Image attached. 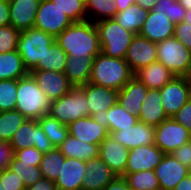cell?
<instances>
[{"label":"cell","instance_id":"6da1fadb","mask_svg":"<svg viewBox=\"0 0 191 190\" xmlns=\"http://www.w3.org/2000/svg\"><path fill=\"white\" fill-rule=\"evenodd\" d=\"M68 58L96 57L101 53L98 32L90 20L73 22L56 37Z\"/></svg>","mask_w":191,"mask_h":190},{"label":"cell","instance_id":"7a4b0ae2","mask_svg":"<svg viewBox=\"0 0 191 190\" xmlns=\"http://www.w3.org/2000/svg\"><path fill=\"white\" fill-rule=\"evenodd\" d=\"M133 76L125 59L107 57L100 53L93 60L89 83L119 91Z\"/></svg>","mask_w":191,"mask_h":190},{"label":"cell","instance_id":"3957f363","mask_svg":"<svg viewBox=\"0 0 191 190\" xmlns=\"http://www.w3.org/2000/svg\"><path fill=\"white\" fill-rule=\"evenodd\" d=\"M55 42V36L35 27L20 32L16 51L20 54L28 72L38 70L43 65L46 51Z\"/></svg>","mask_w":191,"mask_h":190},{"label":"cell","instance_id":"277c9868","mask_svg":"<svg viewBox=\"0 0 191 190\" xmlns=\"http://www.w3.org/2000/svg\"><path fill=\"white\" fill-rule=\"evenodd\" d=\"M16 110L27 119L38 120L50 110V99L29 73L17 80Z\"/></svg>","mask_w":191,"mask_h":190},{"label":"cell","instance_id":"5b68a950","mask_svg":"<svg viewBox=\"0 0 191 190\" xmlns=\"http://www.w3.org/2000/svg\"><path fill=\"white\" fill-rule=\"evenodd\" d=\"M99 37L101 53L107 57L124 59L134 33L125 30L113 18L94 23Z\"/></svg>","mask_w":191,"mask_h":190},{"label":"cell","instance_id":"8992f818","mask_svg":"<svg viewBox=\"0 0 191 190\" xmlns=\"http://www.w3.org/2000/svg\"><path fill=\"white\" fill-rule=\"evenodd\" d=\"M48 114L67 126L79 118L89 117L85 92L80 87H73L68 94L51 101Z\"/></svg>","mask_w":191,"mask_h":190},{"label":"cell","instance_id":"52a82bcc","mask_svg":"<svg viewBox=\"0 0 191 190\" xmlns=\"http://www.w3.org/2000/svg\"><path fill=\"white\" fill-rule=\"evenodd\" d=\"M157 61L174 76L189 77L191 74V51L174 37L157 43Z\"/></svg>","mask_w":191,"mask_h":190},{"label":"cell","instance_id":"ba28073f","mask_svg":"<svg viewBox=\"0 0 191 190\" xmlns=\"http://www.w3.org/2000/svg\"><path fill=\"white\" fill-rule=\"evenodd\" d=\"M14 149L22 150L29 147H35L43 154L54 148L46 134L38 124L37 120L26 119V121L13 134L10 142Z\"/></svg>","mask_w":191,"mask_h":190},{"label":"cell","instance_id":"9c48e42d","mask_svg":"<svg viewBox=\"0 0 191 190\" xmlns=\"http://www.w3.org/2000/svg\"><path fill=\"white\" fill-rule=\"evenodd\" d=\"M162 106L169 118L191 98V82L189 77L174 76L159 89Z\"/></svg>","mask_w":191,"mask_h":190},{"label":"cell","instance_id":"30bf717a","mask_svg":"<svg viewBox=\"0 0 191 190\" xmlns=\"http://www.w3.org/2000/svg\"><path fill=\"white\" fill-rule=\"evenodd\" d=\"M190 140L191 133L174 118H168L155 126V145L165 154L173 153Z\"/></svg>","mask_w":191,"mask_h":190},{"label":"cell","instance_id":"8fae6325","mask_svg":"<svg viewBox=\"0 0 191 190\" xmlns=\"http://www.w3.org/2000/svg\"><path fill=\"white\" fill-rule=\"evenodd\" d=\"M73 22L51 0H41L34 27L57 37Z\"/></svg>","mask_w":191,"mask_h":190},{"label":"cell","instance_id":"7c38bea8","mask_svg":"<svg viewBox=\"0 0 191 190\" xmlns=\"http://www.w3.org/2000/svg\"><path fill=\"white\" fill-rule=\"evenodd\" d=\"M124 59L135 73L157 61V43L137 34L132 38Z\"/></svg>","mask_w":191,"mask_h":190},{"label":"cell","instance_id":"4fadbf2b","mask_svg":"<svg viewBox=\"0 0 191 190\" xmlns=\"http://www.w3.org/2000/svg\"><path fill=\"white\" fill-rule=\"evenodd\" d=\"M29 73L50 101L68 94L73 88L64 72L31 70Z\"/></svg>","mask_w":191,"mask_h":190},{"label":"cell","instance_id":"5bb4252c","mask_svg":"<svg viewBox=\"0 0 191 190\" xmlns=\"http://www.w3.org/2000/svg\"><path fill=\"white\" fill-rule=\"evenodd\" d=\"M165 153L155 144L139 146L130 150L124 177L128 173H135L142 170H154L163 159Z\"/></svg>","mask_w":191,"mask_h":190},{"label":"cell","instance_id":"9a60e30c","mask_svg":"<svg viewBox=\"0 0 191 190\" xmlns=\"http://www.w3.org/2000/svg\"><path fill=\"white\" fill-rule=\"evenodd\" d=\"M112 138L132 150L139 146L155 144V127L138 121L134 126L109 132Z\"/></svg>","mask_w":191,"mask_h":190},{"label":"cell","instance_id":"2e32d148","mask_svg":"<svg viewBox=\"0 0 191 190\" xmlns=\"http://www.w3.org/2000/svg\"><path fill=\"white\" fill-rule=\"evenodd\" d=\"M154 171L162 190H173L191 172L190 169L179 163L172 154H165Z\"/></svg>","mask_w":191,"mask_h":190},{"label":"cell","instance_id":"e0dca14e","mask_svg":"<svg viewBox=\"0 0 191 190\" xmlns=\"http://www.w3.org/2000/svg\"><path fill=\"white\" fill-rule=\"evenodd\" d=\"M129 153L130 150L112 138L110 134L99 144V157L117 176L125 173Z\"/></svg>","mask_w":191,"mask_h":190},{"label":"cell","instance_id":"ac0fdd59","mask_svg":"<svg viewBox=\"0 0 191 190\" xmlns=\"http://www.w3.org/2000/svg\"><path fill=\"white\" fill-rule=\"evenodd\" d=\"M175 24L162 12H148L139 35L152 42H162L173 37Z\"/></svg>","mask_w":191,"mask_h":190},{"label":"cell","instance_id":"d6986e66","mask_svg":"<svg viewBox=\"0 0 191 190\" xmlns=\"http://www.w3.org/2000/svg\"><path fill=\"white\" fill-rule=\"evenodd\" d=\"M85 166L82 190H102L117 177L99 156L85 161Z\"/></svg>","mask_w":191,"mask_h":190},{"label":"cell","instance_id":"ffe728a7","mask_svg":"<svg viewBox=\"0 0 191 190\" xmlns=\"http://www.w3.org/2000/svg\"><path fill=\"white\" fill-rule=\"evenodd\" d=\"M91 118L106 127L109 132L126 129L134 126L139 121L138 116L125 110L119 103L107 111L103 110L91 115Z\"/></svg>","mask_w":191,"mask_h":190},{"label":"cell","instance_id":"44dd1931","mask_svg":"<svg viewBox=\"0 0 191 190\" xmlns=\"http://www.w3.org/2000/svg\"><path fill=\"white\" fill-rule=\"evenodd\" d=\"M86 95L89 107V116L107 111L118 103V90L88 83L80 87Z\"/></svg>","mask_w":191,"mask_h":190},{"label":"cell","instance_id":"7402d4cb","mask_svg":"<svg viewBox=\"0 0 191 190\" xmlns=\"http://www.w3.org/2000/svg\"><path fill=\"white\" fill-rule=\"evenodd\" d=\"M41 0H9L10 25L23 32L34 27Z\"/></svg>","mask_w":191,"mask_h":190},{"label":"cell","instance_id":"603a6c76","mask_svg":"<svg viewBox=\"0 0 191 190\" xmlns=\"http://www.w3.org/2000/svg\"><path fill=\"white\" fill-rule=\"evenodd\" d=\"M69 135L83 142L99 145L108 135L106 127L93 120L91 116L79 118L68 125Z\"/></svg>","mask_w":191,"mask_h":190},{"label":"cell","instance_id":"cb8c5ba5","mask_svg":"<svg viewBox=\"0 0 191 190\" xmlns=\"http://www.w3.org/2000/svg\"><path fill=\"white\" fill-rule=\"evenodd\" d=\"M85 173V161L65 158L60 175L54 181L57 190H82V179Z\"/></svg>","mask_w":191,"mask_h":190},{"label":"cell","instance_id":"d4e9b609","mask_svg":"<svg viewBox=\"0 0 191 190\" xmlns=\"http://www.w3.org/2000/svg\"><path fill=\"white\" fill-rule=\"evenodd\" d=\"M148 89L136 77H132L129 82L118 92V103L132 114L138 116L141 105L147 97Z\"/></svg>","mask_w":191,"mask_h":190},{"label":"cell","instance_id":"484cf974","mask_svg":"<svg viewBox=\"0 0 191 190\" xmlns=\"http://www.w3.org/2000/svg\"><path fill=\"white\" fill-rule=\"evenodd\" d=\"M168 118L162 106L159 89H148L147 97L143 101L138 115L139 121L155 127Z\"/></svg>","mask_w":191,"mask_h":190},{"label":"cell","instance_id":"4316f807","mask_svg":"<svg viewBox=\"0 0 191 190\" xmlns=\"http://www.w3.org/2000/svg\"><path fill=\"white\" fill-rule=\"evenodd\" d=\"M147 89H160L166 85L174 75L160 62L154 61L150 65L139 69L134 73Z\"/></svg>","mask_w":191,"mask_h":190},{"label":"cell","instance_id":"83f0119b","mask_svg":"<svg viewBox=\"0 0 191 190\" xmlns=\"http://www.w3.org/2000/svg\"><path fill=\"white\" fill-rule=\"evenodd\" d=\"M95 57L68 58L64 74L73 87H81L89 83L93 60Z\"/></svg>","mask_w":191,"mask_h":190},{"label":"cell","instance_id":"f1b7e54d","mask_svg":"<svg viewBox=\"0 0 191 190\" xmlns=\"http://www.w3.org/2000/svg\"><path fill=\"white\" fill-rule=\"evenodd\" d=\"M66 158L87 161L99 156V145L83 142L71 135L58 147Z\"/></svg>","mask_w":191,"mask_h":190},{"label":"cell","instance_id":"f546056e","mask_svg":"<svg viewBox=\"0 0 191 190\" xmlns=\"http://www.w3.org/2000/svg\"><path fill=\"white\" fill-rule=\"evenodd\" d=\"M28 74L29 72L16 50L0 54V80H18Z\"/></svg>","mask_w":191,"mask_h":190},{"label":"cell","instance_id":"4dcf8cb0","mask_svg":"<svg viewBox=\"0 0 191 190\" xmlns=\"http://www.w3.org/2000/svg\"><path fill=\"white\" fill-rule=\"evenodd\" d=\"M149 11L142 9L139 5L133 4L121 12H117L113 18L121 27L135 35L142 29Z\"/></svg>","mask_w":191,"mask_h":190},{"label":"cell","instance_id":"1f68e13d","mask_svg":"<svg viewBox=\"0 0 191 190\" xmlns=\"http://www.w3.org/2000/svg\"><path fill=\"white\" fill-rule=\"evenodd\" d=\"M37 121L54 147L58 148L61 143L68 138V126L60 123L49 114L43 115Z\"/></svg>","mask_w":191,"mask_h":190},{"label":"cell","instance_id":"d6a6232c","mask_svg":"<svg viewBox=\"0 0 191 190\" xmlns=\"http://www.w3.org/2000/svg\"><path fill=\"white\" fill-rule=\"evenodd\" d=\"M87 20L93 23L114 18L117 7L114 0H85Z\"/></svg>","mask_w":191,"mask_h":190},{"label":"cell","instance_id":"836d02e7","mask_svg":"<svg viewBox=\"0 0 191 190\" xmlns=\"http://www.w3.org/2000/svg\"><path fill=\"white\" fill-rule=\"evenodd\" d=\"M65 158L57 147L43 154L39 165L42 177L55 181L60 175Z\"/></svg>","mask_w":191,"mask_h":190},{"label":"cell","instance_id":"e575fe53","mask_svg":"<svg viewBox=\"0 0 191 190\" xmlns=\"http://www.w3.org/2000/svg\"><path fill=\"white\" fill-rule=\"evenodd\" d=\"M130 190H159L160 184L154 170L128 173L123 177Z\"/></svg>","mask_w":191,"mask_h":190},{"label":"cell","instance_id":"d590c367","mask_svg":"<svg viewBox=\"0 0 191 190\" xmlns=\"http://www.w3.org/2000/svg\"><path fill=\"white\" fill-rule=\"evenodd\" d=\"M18 110L0 112V140L10 142L13 134L26 121Z\"/></svg>","mask_w":191,"mask_h":190},{"label":"cell","instance_id":"8d00e7d4","mask_svg":"<svg viewBox=\"0 0 191 190\" xmlns=\"http://www.w3.org/2000/svg\"><path fill=\"white\" fill-rule=\"evenodd\" d=\"M68 55L57 42L53 43L43 57V65L38 70L64 72Z\"/></svg>","mask_w":191,"mask_h":190},{"label":"cell","instance_id":"74e56055","mask_svg":"<svg viewBox=\"0 0 191 190\" xmlns=\"http://www.w3.org/2000/svg\"><path fill=\"white\" fill-rule=\"evenodd\" d=\"M10 169L21 177L25 187L35 184L42 178L39 166H34V163L22 162L15 156L10 163Z\"/></svg>","mask_w":191,"mask_h":190},{"label":"cell","instance_id":"f35d334b","mask_svg":"<svg viewBox=\"0 0 191 190\" xmlns=\"http://www.w3.org/2000/svg\"><path fill=\"white\" fill-rule=\"evenodd\" d=\"M72 22L87 20L85 0H51Z\"/></svg>","mask_w":191,"mask_h":190},{"label":"cell","instance_id":"ab89813d","mask_svg":"<svg viewBox=\"0 0 191 190\" xmlns=\"http://www.w3.org/2000/svg\"><path fill=\"white\" fill-rule=\"evenodd\" d=\"M17 80H0V112L16 109Z\"/></svg>","mask_w":191,"mask_h":190},{"label":"cell","instance_id":"60d3db41","mask_svg":"<svg viewBox=\"0 0 191 190\" xmlns=\"http://www.w3.org/2000/svg\"><path fill=\"white\" fill-rule=\"evenodd\" d=\"M153 10L166 14L167 18L174 24L184 20L186 11L178 0H158Z\"/></svg>","mask_w":191,"mask_h":190},{"label":"cell","instance_id":"b9f144b4","mask_svg":"<svg viewBox=\"0 0 191 190\" xmlns=\"http://www.w3.org/2000/svg\"><path fill=\"white\" fill-rule=\"evenodd\" d=\"M20 31L11 25L0 27V54L16 50Z\"/></svg>","mask_w":191,"mask_h":190},{"label":"cell","instance_id":"7bdbcfd3","mask_svg":"<svg viewBox=\"0 0 191 190\" xmlns=\"http://www.w3.org/2000/svg\"><path fill=\"white\" fill-rule=\"evenodd\" d=\"M0 182L5 190H25L21 177L10 168L0 171Z\"/></svg>","mask_w":191,"mask_h":190},{"label":"cell","instance_id":"ee69618b","mask_svg":"<svg viewBox=\"0 0 191 190\" xmlns=\"http://www.w3.org/2000/svg\"><path fill=\"white\" fill-rule=\"evenodd\" d=\"M173 37L191 51V24H187L184 21L176 23Z\"/></svg>","mask_w":191,"mask_h":190},{"label":"cell","instance_id":"f6af8a7d","mask_svg":"<svg viewBox=\"0 0 191 190\" xmlns=\"http://www.w3.org/2000/svg\"><path fill=\"white\" fill-rule=\"evenodd\" d=\"M15 157L22 162L34 163V166H39L43 153L35 147H29L15 151Z\"/></svg>","mask_w":191,"mask_h":190},{"label":"cell","instance_id":"bcb514c9","mask_svg":"<svg viewBox=\"0 0 191 190\" xmlns=\"http://www.w3.org/2000/svg\"><path fill=\"white\" fill-rule=\"evenodd\" d=\"M14 156L15 152L11 144L8 141L0 140V171L10 168Z\"/></svg>","mask_w":191,"mask_h":190},{"label":"cell","instance_id":"7dc6e473","mask_svg":"<svg viewBox=\"0 0 191 190\" xmlns=\"http://www.w3.org/2000/svg\"><path fill=\"white\" fill-rule=\"evenodd\" d=\"M191 133V98L172 117Z\"/></svg>","mask_w":191,"mask_h":190},{"label":"cell","instance_id":"c3c4849f","mask_svg":"<svg viewBox=\"0 0 191 190\" xmlns=\"http://www.w3.org/2000/svg\"><path fill=\"white\" fill-rule=\"evenodd\" d=\"M171 154L179 163L191 170V140L178 147Z\"/></svg>","mask_w":191,"mask_h":190},{"label":"cell","instance_id":"681fc988","mask_svg":"<svg viewBox=\"0 0 191 190\" xmlns=\"http://www.w3.org/2000/svg\"><path fill=\"white\" fill-rule=\"evenodd\" d=\"M25 190H57L55 182L42 177L35 184L27 186Z\"/></svg>","mask_w":191,"mask_h":190},{"label":"cell","instance_id":"f907efd6","mask_svg":"<svg viewBox=\"0 0 191 190\" xmlns=\"http://www.w3.org/2000/svg\"><path fill=\"white\" fill-rule=\"evenodd\" d=\"M10 25L9 0H0V27Z\"/></svg>","mask_w":191,"mask_h":190},{"label":"cell","instance_id":"816d5d0a","mask_svg":"<svg viewBox=\"0 0 191 190\" xmlns=\"http://www.w3.org/2000/svg\"><path fill=\"white\" fill-rule=\"evenodd\" d=\"M102 190H130L127 181L121 177L117 176L113 181L107 184Z\"/></svg>","mask_w":191,"mask_h":190},{"label":"cell","instance_id":"f5cc1de1","mask_svg":"<svg viewBox=\"0 0 191 190\" xmlns=\"http://www.w3.org/2000/svg\"><path fill=\"white\" fill-rule=\"evenodd\" d=\"M173 190H191V174L183 178Z\"/></svg>","mask_w":191,"mask_h":190},{"label":"cell","instance_id":"db71d44e","mask_svg":"<svg viewBox=\"0 0 191 190\" xmlns=\"http://www.w3.org/2000/svg\"><path fill=\"white\" fill-rule=\"evenodd\" d=\"M117 7V12L124 11L129 6L136 4L137 0H114Z\"/></svg>","mask_w":191,"mask_h":190},{"label":"cell","instance_id":"11a10c76","mask_svg":"<svg viewBox=\"0 0 191 190\" xmlns=\"http://www.w3.org/2000/svg\"><path fill=\"white\" fill-rule=\"evenodd\" d=\"M157 2L158 0H137L136 4L144 10L151 11Z\"/></svg>","mask_w":191,"mask_h":190},{"label":"cell","instance_id":"9f6ffc18","mask_svg":"<svg viewBox=\"0 0 191 190\" xmlns=\"http://www.w3.org/2000/svg\"><path fill=\"white\" fill-rule=\"evenodd\" d=\"M185 10L191 9V0H178Z\"/></svg>","mask_w":191,"mask_h":190},{"label":"cell","instance_id":"6f0895ef","mask_svg":"<svg viewBox=\"0 0 191 190\" xmlns=\"http://www.w3.org/2000/svg\"><path fill=\"white\" fill-rule=\"evenodd\" d=\"M183 21L187 24H191V9L185 11V16Z\"/></svg>","mask_w":191,"mask_h":190},{"label":"cell","instance_id":"680465c9","mask_svg":"<svg viewBox=\"0 0 191 190\" xmlns=\"http://www.w3.org/2000/svg\"><path fill=\"white\" fill-rule=\"evenodd\" d=\"M0 190H5L2 185H1V182H0Z\"/></svg>","mask_w":191,"mask_h":190}]
</instances>
